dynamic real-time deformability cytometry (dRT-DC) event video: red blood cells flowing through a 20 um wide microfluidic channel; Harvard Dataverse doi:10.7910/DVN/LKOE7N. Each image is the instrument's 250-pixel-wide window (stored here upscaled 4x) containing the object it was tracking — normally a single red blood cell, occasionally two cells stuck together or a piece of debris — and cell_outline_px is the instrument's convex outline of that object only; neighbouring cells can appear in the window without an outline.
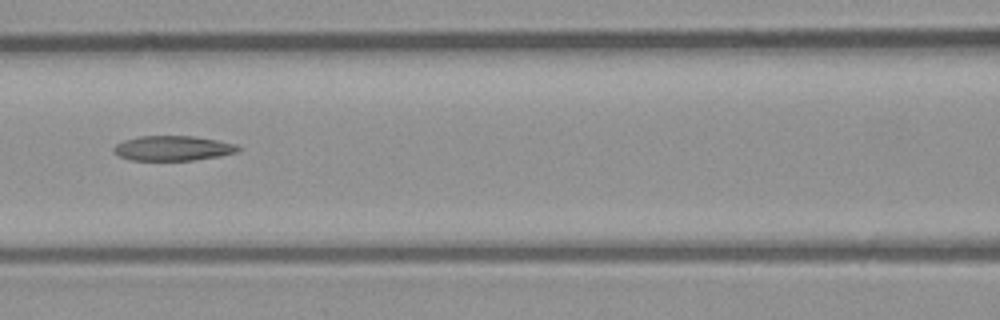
{"species": "common noctule bat (a hibernating species)", "species_latin": "Nyctalus noctula", "temperature_condition": "room temperature", "stored_images_in_passage": 5, "camera_frame_rate_fps": 3000, "um_per_image_px": 0.085, "animal": {"sex": "male", "body_mass_g": 23.1, "forearm_length_mm": 52.7}, "frame": {"image": 1, "passage_image": 5, "time_ms": 1.333, "image_size_px": [1000, 320], "cell_outline_px": [[244, 148], [240, 152], [220, 156], [192, 160], [132, 160], [120, 156], [112, 152], [112, 148], [116, 144], [124, 140], [140, 136], [192, 136], [216, 140], [236, 144]], "centroid_in_image_um": [14.73, 12.6], "position_along_channel_um": 151.9, "area_um2": 18.15}}